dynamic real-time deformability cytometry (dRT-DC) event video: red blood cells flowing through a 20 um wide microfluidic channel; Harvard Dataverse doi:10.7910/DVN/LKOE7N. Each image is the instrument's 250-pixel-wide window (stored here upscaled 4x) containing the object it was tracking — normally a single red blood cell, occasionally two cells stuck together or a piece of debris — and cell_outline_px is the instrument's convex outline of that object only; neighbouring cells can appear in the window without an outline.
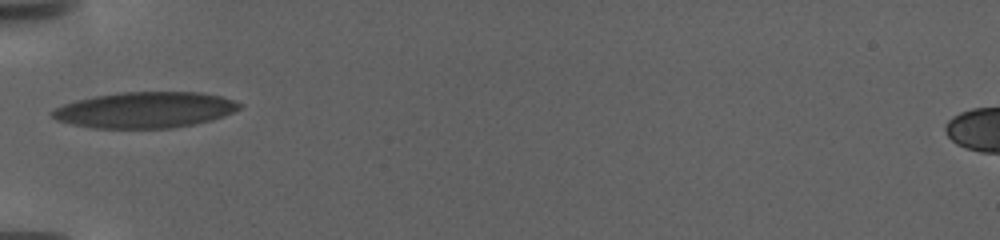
{"species": "human", "species_latin": "Homo sapiens", "temperature_condition": "warm", "stored_images_in_passage": 5, "camera_frame_rate_fps": 3000, "um_per_image_px": 0.085, "donor": {"sex": "female"}, "frame": {"image": 1, "passage_image": 1, "time_ms": 0.0, "image_size_px": [1000, 240], "cell_outline_px": [[244, 104], [240, 108], [224, 116], [212, 120], [172, 128], [92, 128], [72, 124], [56, 120], [48, 112], [64, 104], [76, 100], [96, 96], [120, 92], [200, 92], [220, 96]], "centroid_in_image_um": [12.32, 9.34], "position_along_channel_um": 72.7, "area_um2": 39.19}}
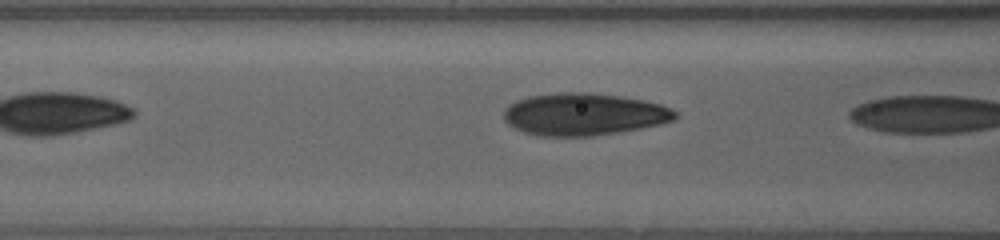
{"frame": {"image": 2, "passage_image": 4, "time_ms": 1.0, "image_size_px": [1000, 240], "cell_outline_px": [[680, 116], [676, 120], [660, 124], [640, 128], [592, 136], [536, 136], [512, 128], [504, 120], [504, 108], [508, 104], [516, 100], [528, 96], [556, 92], [588, 92], [620, 96], [644, 100], [660, 104], [672, 108]], "centroid_in_image_um": [49.61, 9.71], "position_along_channel_um": 117.0, "area_um2": 42.66}}